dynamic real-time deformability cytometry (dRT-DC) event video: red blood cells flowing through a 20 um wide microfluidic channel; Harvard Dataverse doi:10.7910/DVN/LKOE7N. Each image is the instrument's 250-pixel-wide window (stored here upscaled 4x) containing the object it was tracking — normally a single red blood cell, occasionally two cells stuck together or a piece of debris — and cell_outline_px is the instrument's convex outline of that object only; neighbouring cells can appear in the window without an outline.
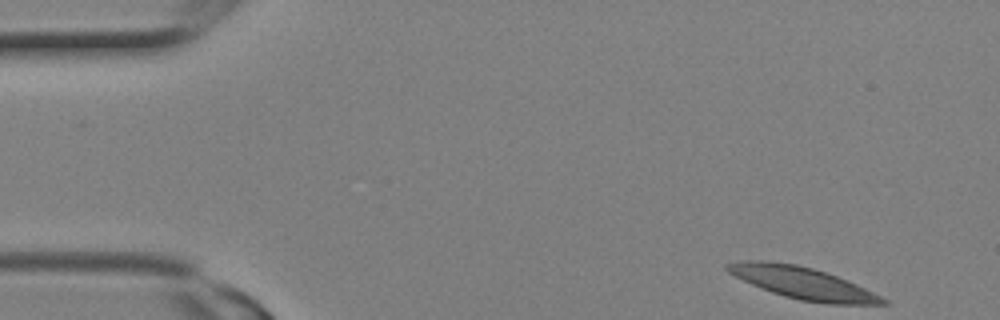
{"species": "Egyptian fruit bat (a non-hibernating species)", "species_latin": "Rousettus aegyptiacus", "temperature_condition": "room temperature", "stored_images_in_passage": 9, "camera_frame_rate_fps": 3000, "um_per_image_px": 0.085, "animal": {"sex": "female"}, "frame": {"image": 1, "passage_image": 1, "time_ms": 0.0, "image_size_px": [1000, 320], "cell_outline_px": [[888, 304], [828, 304], [800, 300], [784, 296], [760, 288], [728, 272], [724, 268], [724, 264], [744, 260], [764, 260], [796, 264], [812, 268], [836, 276], [856, 284], [888, 300]], "centroid_in_image_um": [68.19, 24.05], "position_along_channel_um": 16.8, "area_um2": 28.61}}
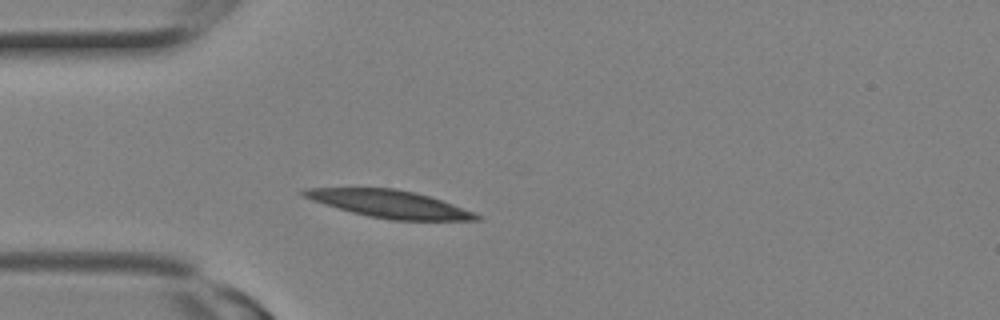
{"frame": {"image": 2, "passage_image": 6, "time_ms": 1.667, "image_size_px": [1000, 320], "cell_outline_px": [[480, 220], [392, 220], [368, 216], [352, 212], [312, 200], [304, 196], [300, 192], [304, 188], [396, 188], [416, 192], [452, 204], [472, 212], [480, 216]], "centroid_in_image_um": [33.09, 17.33], "position_along_channel_um": 51.9, "area_um2": 27.17}}
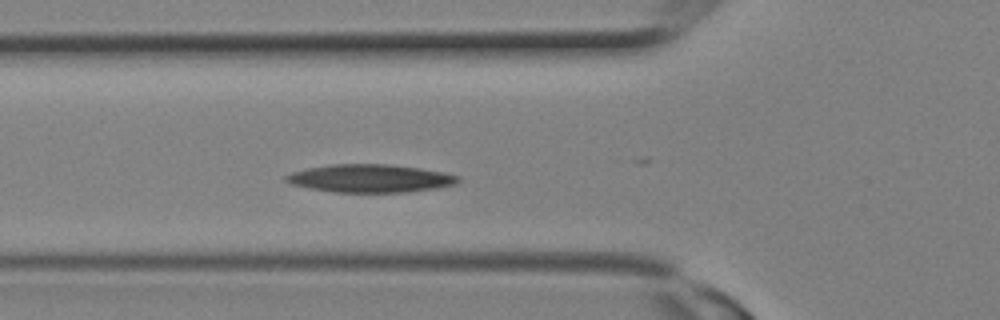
{"frame": {"image": 3, "passage_image": 8, "time_ms": 2.333, "image_size_px": [1000, 320], "cell_outline_px": [[460, 180], [456, 184], [436, 188], [408, 192], [336, 192], [308, 188], [292, 184], [284, 180], [284, 176], [292, 172], [308, 168], [332, 164], [388, 164], [420, 168], [444, 172], [460, 176]], "centroid_in_image_um": [31.48, 15.16], "position_along_channel_um": 94.3, "area_um2": 28.09}}